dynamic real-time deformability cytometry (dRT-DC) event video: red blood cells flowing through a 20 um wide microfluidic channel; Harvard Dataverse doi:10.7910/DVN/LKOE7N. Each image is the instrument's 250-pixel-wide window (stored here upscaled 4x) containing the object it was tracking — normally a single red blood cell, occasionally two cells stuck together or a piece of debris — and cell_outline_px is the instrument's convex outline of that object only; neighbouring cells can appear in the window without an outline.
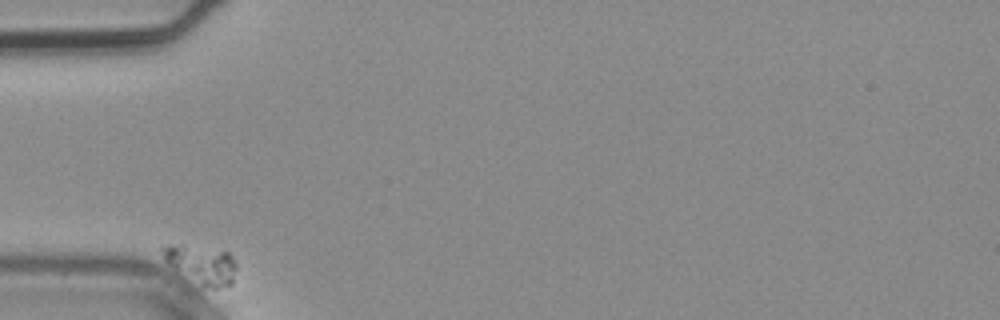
{"species": "common noctule bat (a hibernating species)", "species_latin": "Nyctalus noctula", "temperature_condition": "warm", "stored_images_in_passage": 3, "camera_frame_rate_fps": 3000, "um_per_image_px": 0.085, "animal": {"sex": "male", "body_mass_g": 20.4}, "frame": {"image": 1, "passage_image": 1, "time_ms": 0.0, "image_size_px": [1000, 320], "cell_outline_px": [[236, 268], [232, 284], [220, 288], [212, 288], [204, 284], [168, 264], [164, 260], [160, 248], [164, 244], [184, 244], [228, 252], [232, 256], [236, 264]], "centroid_in_image_um": [17.13, 22.42], "position_along_channel_um": 67.9, "area_um2": 16.07}}